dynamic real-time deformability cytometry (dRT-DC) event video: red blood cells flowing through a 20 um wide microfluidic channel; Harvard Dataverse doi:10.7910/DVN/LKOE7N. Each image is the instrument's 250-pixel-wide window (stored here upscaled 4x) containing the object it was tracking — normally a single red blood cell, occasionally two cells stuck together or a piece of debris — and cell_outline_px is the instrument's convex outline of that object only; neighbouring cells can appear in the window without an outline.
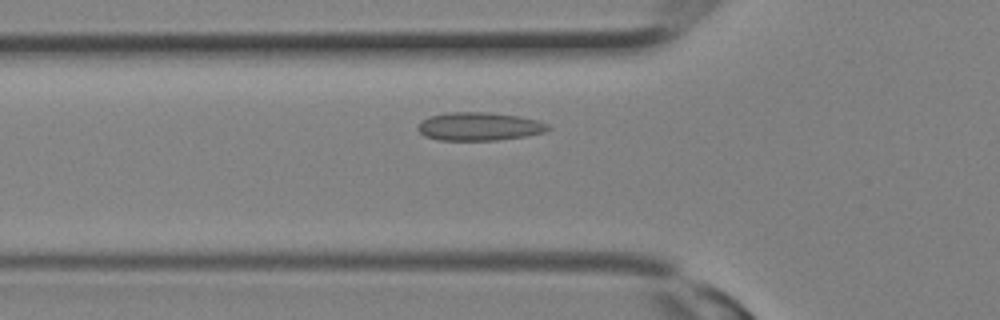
{"species": "Egyptian fruit bat (a non-hibernating species)", "species_latin": "Rousettus aegyptiacus", "temperature_condition": "room temperature", "stored_images_in_passage": 10, "camera_frame_rate_fps": 3000, "um_per_image_px": 0.085, "animal": {"sex": "female"}, "frame": {"image": 1, "passage_image": 6, "time_ms": 1.667, "image_size_px": [1000, 320], "cell_outline_px": [[552, 128], [544, 132], [524, 136], [496, 140], [440, 140], [424, 136], [416, 128], [420, 120], [428, 116], [444, 112], [488, 112], [520, 116], [536, 120], [548, 124]], "centroid_in_image_um": [40.68, 10.73], "position_along_channel_um": 85.1, "area_um2": 21.62}}
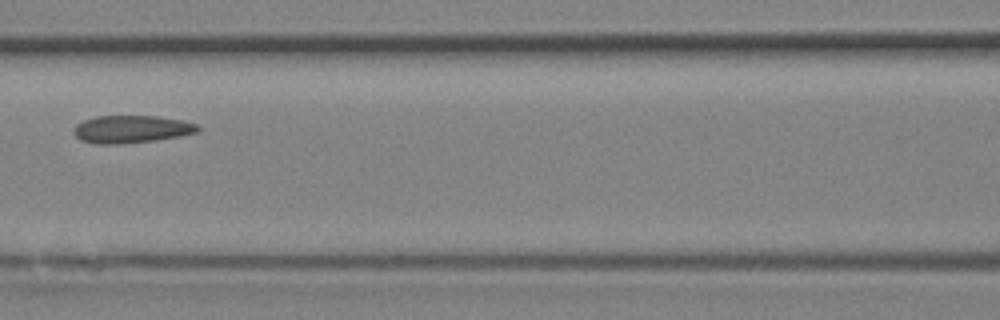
{"frame": {"image": 2, "passage_image": 9, "time_ms": 2.667, "image_size_px": [1000, 320], "cell_outline_px": [[200, 132], [180, 136], [156, 140], [120, 144], [96, 144], [80, 140], [72, 132], [72, 128], [76, 124], [84, 120], [96, 116], [156, 116], [184, 120], [196, 124], [200, 128]], "centroid_in_image_um": [11.16, 10.98], "position_along_channel_um": 155.4, "area_um2": 20.17}}